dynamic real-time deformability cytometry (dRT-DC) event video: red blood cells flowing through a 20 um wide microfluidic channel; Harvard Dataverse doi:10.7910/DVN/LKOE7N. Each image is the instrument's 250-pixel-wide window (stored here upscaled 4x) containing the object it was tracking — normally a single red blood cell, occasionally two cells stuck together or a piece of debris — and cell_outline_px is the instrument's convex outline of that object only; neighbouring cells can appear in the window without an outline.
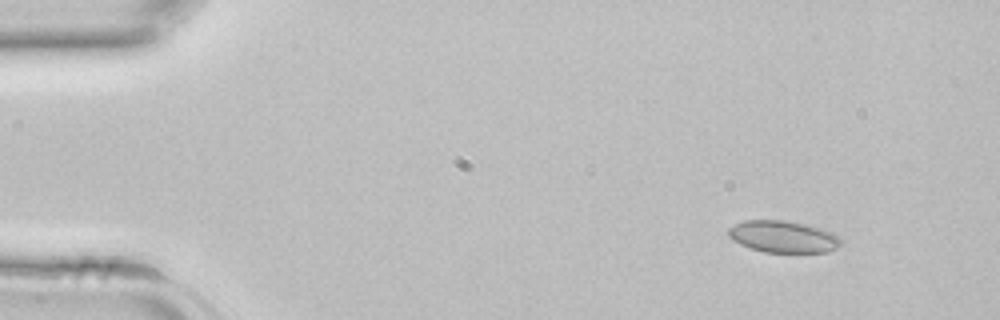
{"species": "common noctule bat (a hibernating species)", "species_latin": "Nyctalus noctula", "temperature_condition": "room temperature", "stored_images_in_passage": 39, "camera_frame_rate_fps": 3000, "um_per_image_px": 0.085, "animal": {"sex": "female", "body_mass_g": 22.7, "forearm_length_mm": 54.2}, "frame": {"image": 1, "passage_image": 1, "time_ms": 0.0, "image_size_px": [1000, 320], "cell_outline_px": [[840, 244], [836, 248], [828, 252], [764, 252], [740, 244], [732, 240], [728, 236], [728, 228], [744, 220], [784, 220], [804, 224], [820, 228], [832, 232], [840, 240]], "centroid_in_image_um": [66.53, 20.11], "position_along_channel_um": 18.5, "area_um2": 20.69}}
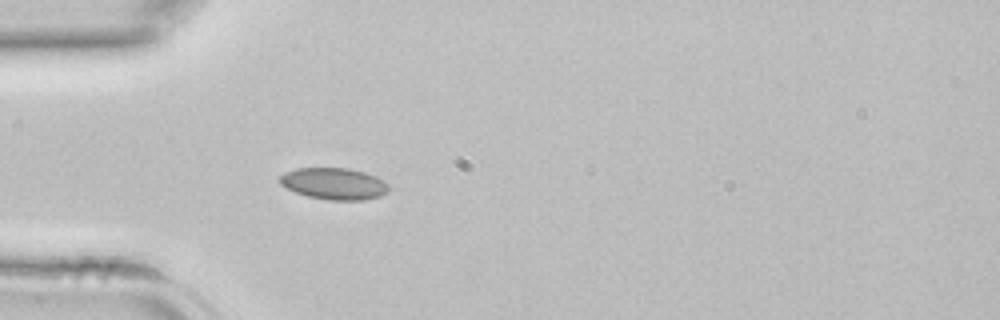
{"frame": {"image": 2, "passage_image": 9, "time_ms": 2.667, "image_size_px": [1000, 320], "cell_outline_px": [[388, 192], [380, 196], [364, 200], [328, 200], [308, 196], [296, 192], [280, 184], [276, 180], [280, 176], [296, 168], [348, 168], [364, 172], [376, 176], [384, 180], [388, 184]], "centroid_in_image_um": [28.41, 15.61], "position_along_channel_um": 56.6, "area_um2": 20.11}}